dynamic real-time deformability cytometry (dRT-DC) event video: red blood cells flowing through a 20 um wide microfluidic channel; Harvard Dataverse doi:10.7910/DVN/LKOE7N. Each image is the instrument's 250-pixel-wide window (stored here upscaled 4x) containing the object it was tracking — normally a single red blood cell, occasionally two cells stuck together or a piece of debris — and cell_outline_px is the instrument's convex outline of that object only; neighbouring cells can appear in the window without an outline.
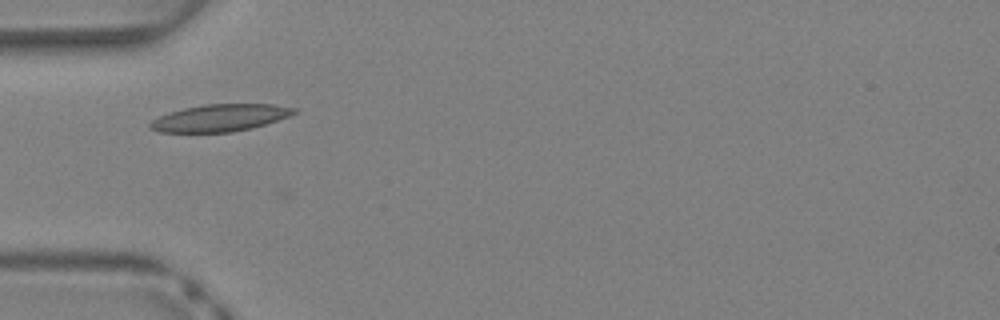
{"species": "Egyptian fruit bat (a non-hibernating species)", "species_latin": "Rousettus aegyptiacus", "temperature_condition": "warm", "stored_images_in_passage": 32, "camera_frame_rate_fps": 3000, "um_per_image_px": 0.085, "animal": {"sex": "female"}, "frame": {"image": 1, "passage_image": 10, "time_ms": 3.0, "image_size_px": [1000, 320], "cell_outline_px": [[300, 112], [252, 128], [232, 132], [160, 132], [148, 128], [148, 124], [152, 120], [160, 116], [184, 108], [204, 104], [272, 104], [300, 108]], "centroid_in_image_um": [18.74, 10.01], "position_along_channel_um": 66.3, "area_um2": 22.72}}
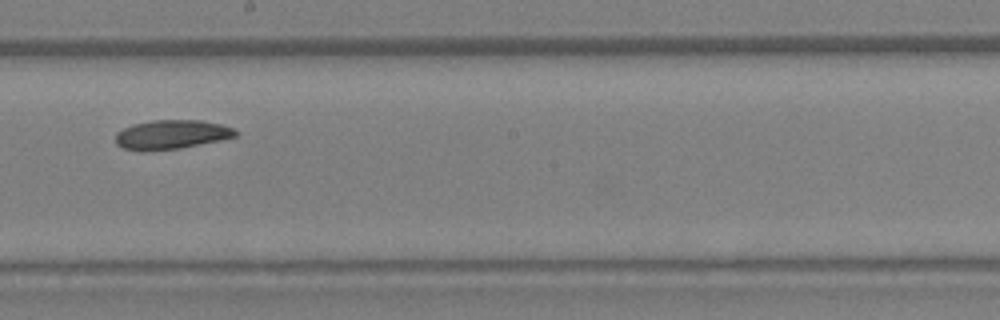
{"frame": {"image": 2, "passage_image": 20, "time_ms": 6.333, "image_size_px": [1000, 320], "cell_outline_px": [[240, 132], [236, 136], [220, 140], [180, 148], [144, 152], [140, 152], [120, 148], [116, 144], [116, 132], [132, 124], [152, 120], [200, 120], [220, 124], [232, 128]], "centroid_in_image_um": [14.52, 11.45], "position_along_channel_um": 233.7, "area_um2": 20.63}}
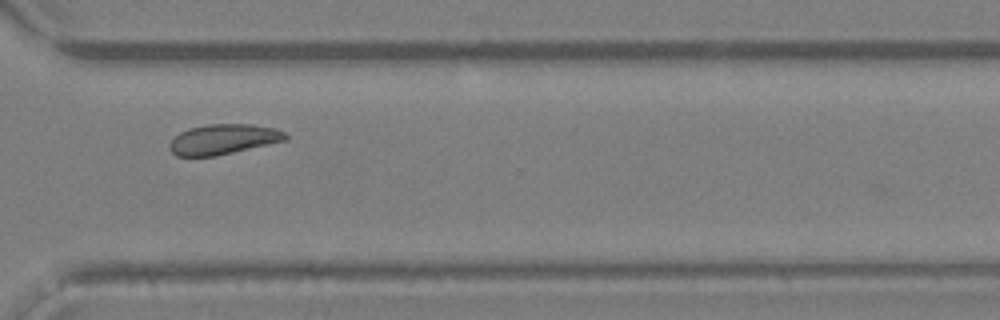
{"frame": {"image": 3, "passage_image": 27, "time_ms": 8.667, "image_size_px": [1000, 320], "cell_outline_px": [[288, 140], [216, 156], [176, 156], [168, 148], [168, 144], [180, 132], [188, 128], [208, 124], [252, 124], [276, 128], [284, 132], [288, 136]], "centroid_in_image_um": [18.99, 11.84], "position_along_channel_um": 351.6, "area_um2": 20.52}}